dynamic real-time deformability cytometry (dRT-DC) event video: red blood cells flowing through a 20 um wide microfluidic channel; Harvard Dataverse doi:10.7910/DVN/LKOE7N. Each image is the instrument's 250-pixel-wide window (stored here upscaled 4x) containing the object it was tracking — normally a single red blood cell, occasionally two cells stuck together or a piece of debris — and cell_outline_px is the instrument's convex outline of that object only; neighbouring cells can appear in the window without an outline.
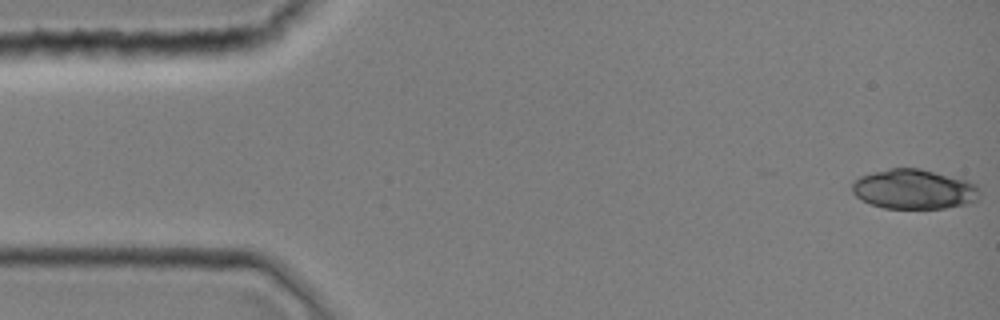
{"species": "common noctule bat (a hibernating species)", "species_latin": "Nyctalus noctula", "temperature_condition": "room temperature", "stored_images_in_passage": 37, "camera_frame_rate_fps": 3000, "um_per_image_px": 0.085, "animal": {"sex": "female", "body_mass_g": 19.0, "forearm_length_mm": 51.5}, "frame": {"image": 1, "passage_image": 1, "time_ms": 0.0, "image_size_px": [1000, 320], "cell_outline_px": [[980, 196], [976, 200], [964, 204], [944, 208], [884, 208], [860, 200], [852, 192], [852, 184], [860, 176], [872, 172], [888, 168], [920, 168], [968, 180], [976, 184], [980, 192]], "centroid_in_image_um": [77.68, 16.07], "position_along_channel_um": 7.3, "area_um2": 29.59}}
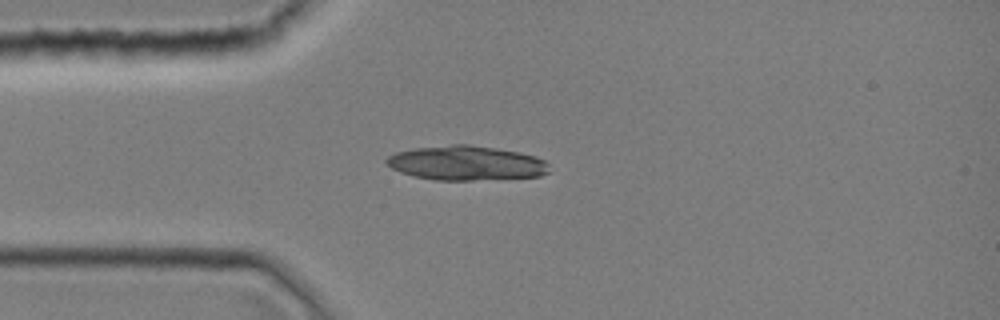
{"frame": {"image": 2, "passage_image": 11, "time_ms": 3.333, "image_size_px": [1000, 320], "cell_outline_px": [[548, 172], [540, 176], [472, 180], [436, 180], [416, 176], [400, 172], [392, 168], [384, 160], [388, 156], [396, 152], [416, 148], [452, 144], [468, 144], [496, 148], [520, 152], [536, 156], [544, 160], [548, 164]], "centroid_in_image_um": [39.63, 13.85], "position_along_channel_um": 45.4, "area_um2": 32.54}}